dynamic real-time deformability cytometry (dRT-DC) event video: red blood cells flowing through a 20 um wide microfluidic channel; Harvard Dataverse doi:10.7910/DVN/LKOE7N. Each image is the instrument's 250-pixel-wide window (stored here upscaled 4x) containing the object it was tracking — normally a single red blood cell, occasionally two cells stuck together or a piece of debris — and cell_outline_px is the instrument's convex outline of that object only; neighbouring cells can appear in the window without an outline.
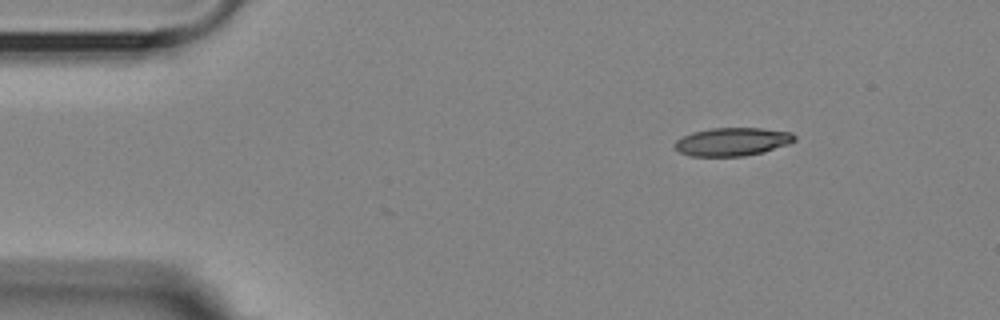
{"species": "Egyptian fruit bat (a non-hibernating species)", "species_latin": "Rousettus aegyptiacus", "temperature_condition": "room temperature", "stored_images_in_passage": 3, "camera_frame_rate_fps": 3000, "um_per_image_px": 0.085, "animal": {"sex": "female"}, "frame": {"image": 1, "passage_image": 1, "time_ms": 0.0, "image_size_px": [1000, 320], "cell_outline_px": [[796, 140], [788, 144], [764, 152], [744, 156], [688, 156], [680, 152], [676, 148], [676, 140], [692, 132], [712, 128], [760, 128], [792, 132], [796, 136]], "centroid_in_image_um": [62.28, 12.05], "position_along_channel_um": 22.7, "area_um2": 19.65}}